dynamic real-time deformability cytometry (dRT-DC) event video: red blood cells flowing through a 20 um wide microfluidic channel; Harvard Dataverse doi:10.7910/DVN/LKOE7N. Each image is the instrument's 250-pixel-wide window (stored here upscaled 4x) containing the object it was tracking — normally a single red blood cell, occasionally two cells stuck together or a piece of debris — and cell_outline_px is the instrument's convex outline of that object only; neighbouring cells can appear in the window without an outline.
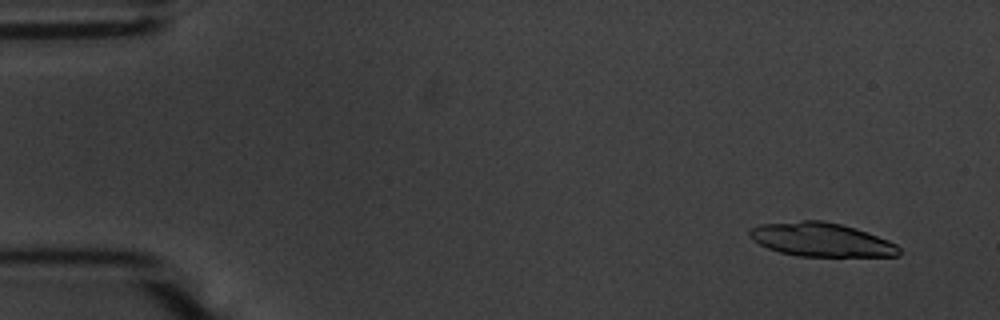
{"species": "common noctule bat (a hibernating species)", "species_latin": "Nyctalus noctula", "temperature_condition": "warm", "stored_images_in_passage": 23, "camera_frame_rate_fps": 3000, "um_per_image_px": 0.085, "animal": {"sex": "male", "body_mass_g": 20.1, "forearm_length_mm": 53.5}, "frame": {"image": 1, "passage_image": 1, "time_ms": 0.0, "image_size_px": [1000, 320], "cell_outline_px": [[900, 256], [796, 256], [780, 252], [768, 248], [752, 240], [748, 236], [748, 232], [752, 228], [760, 224], [804, 220], [820, 220], [840, 224], [856, 228], [888, 240], [896, 244], [900, 248]], "centroid_in_image_um": [69.8, 20.37], "position_along_channel_um": 15.2, "area_um2": 29.36}}